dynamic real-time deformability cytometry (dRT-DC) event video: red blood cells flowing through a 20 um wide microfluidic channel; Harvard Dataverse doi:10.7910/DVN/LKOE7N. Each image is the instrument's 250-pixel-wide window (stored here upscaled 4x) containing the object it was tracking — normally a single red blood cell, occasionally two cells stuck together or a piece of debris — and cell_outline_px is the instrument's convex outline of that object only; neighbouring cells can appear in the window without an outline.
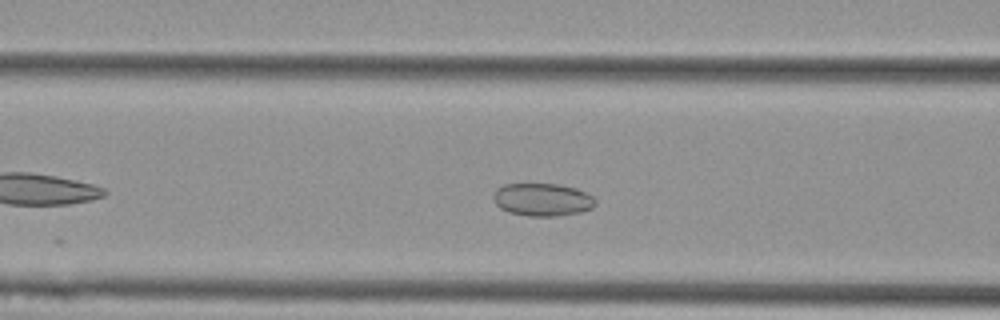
{"species": "Egyptian fruit bat (a non-hibernating species)", "species_latin": "Rousettus aegyptiacus", "temperature_condition": "cold", "stored_images_in_passage": 45, "camera_frame_rate_fps": 3000, "um_per_image_px": 0.085, "animal": {"sex": "female"}, "frame": {"image": 1, "passage_image": 13, "time_ms": 4.0, "image_size_px": [1000, 320], "cell_outline_px": [[596, 204], [592, 208], [580, 212], [556, 216], [528, 216], [508, 212], [500, 208], [492, 200], [492, 196], [496, 188], [504, 184], [556, 184], [576, 188], [592, 196], [596, 200]], "centroid_in_image_um": [46.07, 16.97], "position_along_channel_um": 120.5, "area_um2": 19.59}}
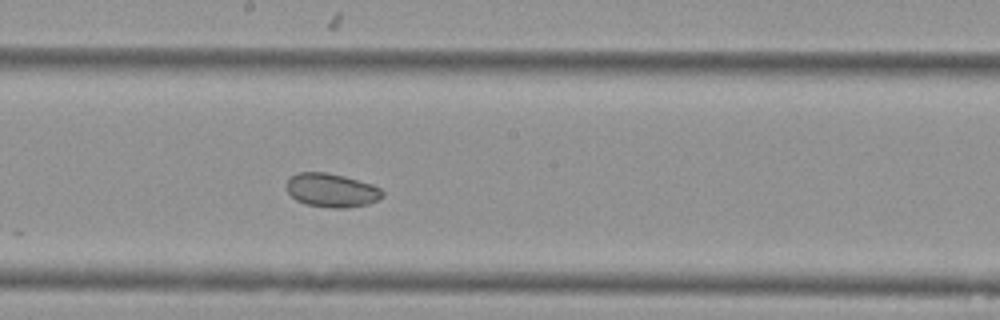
{"frame": {"image": 2, "passage_image": 21, "time_ms": 6.667, "image_size_px": [1000, 320], "cell_outline_px": [[384, 196], [368, 204], [348, 208], [332, 208], [304, 204], [296, 200], [288, 192], [288, 180], [296, 172], [328, 172], [344, 176], [372, 184], [380, 188], [384, 192]], "centroid_in_image_um": [28.21, 16.17], "position_along_channel_um": 220.0, "area_um2": 18.9}}
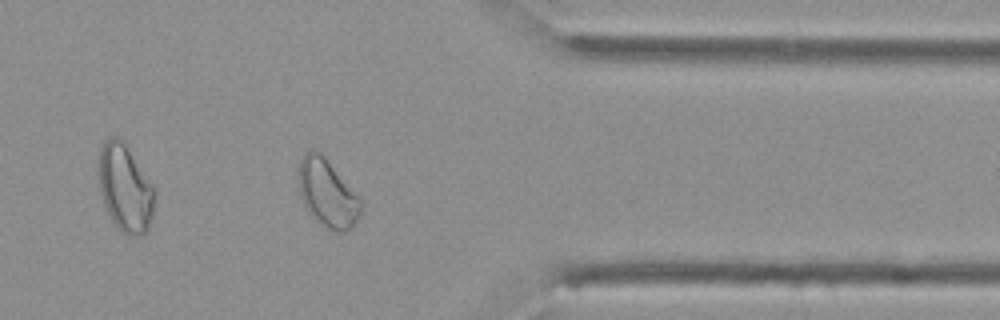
{"frame": {"image": 3, "passage_image": 35, "time_ms": 11.333, "image_size_px": [1000, 320], "cell_outline_px": [[364, 208], [356, 220], [344, 232], [336, 232], [312, 220], [300, 196], [300, 160], [308, 152], [320, 152], [324, 156], [360, 196], [364, 204]], "centroid_in_image_um": [27.87, 16.48], "position_along_channel_um": 383.5, "area_um2": 24.39}}